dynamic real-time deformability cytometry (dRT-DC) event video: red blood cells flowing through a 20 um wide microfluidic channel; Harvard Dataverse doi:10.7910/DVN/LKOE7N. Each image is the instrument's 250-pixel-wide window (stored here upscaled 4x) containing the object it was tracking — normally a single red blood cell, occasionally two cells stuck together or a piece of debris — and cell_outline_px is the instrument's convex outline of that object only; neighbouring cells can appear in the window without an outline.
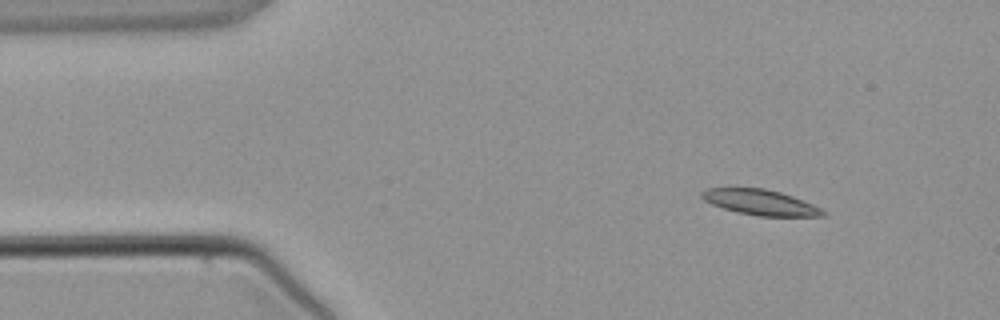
{"species": "common noctule bat (a hibernating species)", "species_latin": "Nyctalus noctula", "temperature_condition": "warm", "stored_images_in_passage": 4, "camera_frame_rate_fps": 3000, "um_per_image_px": 0.085, "animal": {"sex": "male", "body_mass_g": 21.5, "forearm_length_mm": 52.0}, "frame": {"image": 1, "passage_image": 2, "time_ms": 1.333, "image_size_px": [1000, 320], "cell_outline_px": [[828, 212], [824, 216], [756, 216], [736, 212], [712, 204], [704, 200], [700, 196], [700, 192], [708, 188], [764, 188], [780, 192], [792, 196], [812, 204]], "centroid_in_image_um": [64.62, 17.2], "position_along_channel_um": 20.4, "area_um2": 17.92}}
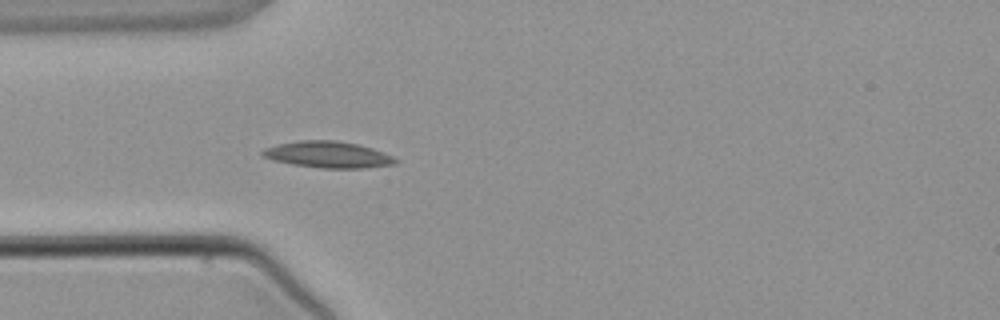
{"frame": {"image": 2, "passage_image": 4, "time_ms": 3.667, "image_size_px": [1000, 320], "cell_outline_px": [[400, 160], [396, 164], [364, 168], [320, 168], [292, 164], [272, 160], [264, 156], [260, 152], [264, 148], [280, 144], [300, 140], [336, 140], [356, 144], [372, 148], [392, 156]], "centroid_in_image_um": [27.89, 13.15], "position_along_channel_um": 57.1, "area_um2": 20.4}}